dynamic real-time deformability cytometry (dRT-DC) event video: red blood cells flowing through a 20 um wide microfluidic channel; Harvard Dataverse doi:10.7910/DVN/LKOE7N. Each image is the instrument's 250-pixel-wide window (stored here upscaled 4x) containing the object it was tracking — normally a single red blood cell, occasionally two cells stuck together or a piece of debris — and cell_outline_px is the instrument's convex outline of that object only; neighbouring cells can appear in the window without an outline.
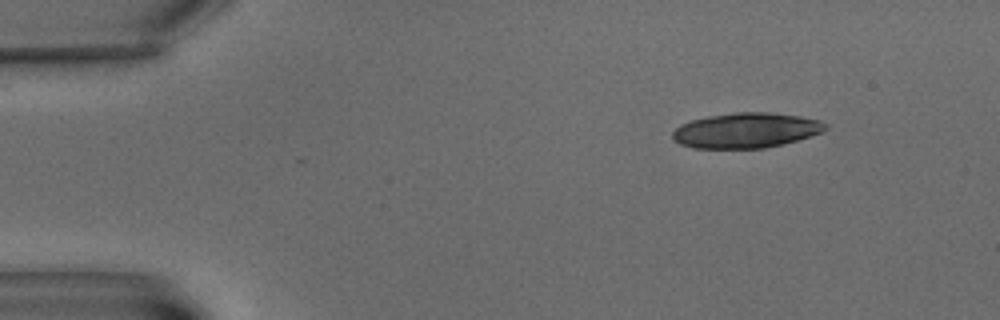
{"species": "common noctule bat (a hibernating species)", "species_latin": "Nyctalus noctula", "temperature_condition": "warm", "stored_images_in_passage": 3, "camera_frame_rate_fps": 3000, "um_per_image_px": 0.085, "animal": {"sex": "male", "body_mass_g": 15.6}, "frame": {"image": 1, "passage_image": 1, "time_ms": 0.0, "image_size_px": [1000, 320], "cell_outline_px": [[828, 128], [824, 132], [784, 144], [764, 148], [692, 148], [680, 144], [672, 140], [672, 132], [680, 124], [692, 120], [708, 116], [736, 112], [768, 112], [800, 116], [820, 120], [828, 124]], "centroid_in_image_um": [63.43, 11.08], "position_along_channel_um": 21.6, "area_um2": 31.56}}